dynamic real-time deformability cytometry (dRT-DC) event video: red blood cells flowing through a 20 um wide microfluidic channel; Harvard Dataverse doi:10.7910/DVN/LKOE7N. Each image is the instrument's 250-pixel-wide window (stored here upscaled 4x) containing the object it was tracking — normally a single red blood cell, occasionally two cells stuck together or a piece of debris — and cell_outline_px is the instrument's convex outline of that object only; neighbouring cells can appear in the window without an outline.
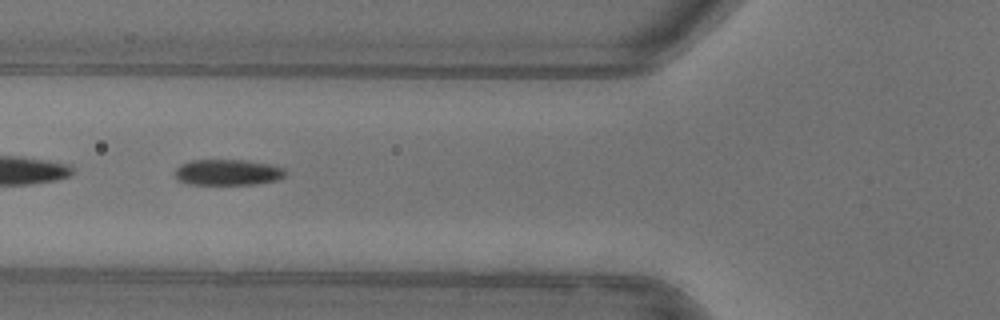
{"species": "common noctule bat (a hibernating species)", "species_latin": "Nyctalus noctula", "temperature_condition": "warm", "stored_images_in_passage": 53, "segment_of_instrument_passage": [2, 2], "camera_frame_rate_fps": 3000, "um_per_image_px": 0.085, "animal": {"sex": "female"}, "frame": {"image": 1, "passage_image": 20, "time_ms": 6.333, "image_size_px": [1000, 320], "cell_outline_px": [[284, 176], [276, 180], [256, 184], [188, 184], [180, 180], [176, 176], [176, 168], [180, 164], [192, 160], [244, 160], [272, 164], [284, 168]], "centroid_in_image_um": [19.37, 14.64], "position_along_channel_um": 106.4, "area_um2": 16.53}}